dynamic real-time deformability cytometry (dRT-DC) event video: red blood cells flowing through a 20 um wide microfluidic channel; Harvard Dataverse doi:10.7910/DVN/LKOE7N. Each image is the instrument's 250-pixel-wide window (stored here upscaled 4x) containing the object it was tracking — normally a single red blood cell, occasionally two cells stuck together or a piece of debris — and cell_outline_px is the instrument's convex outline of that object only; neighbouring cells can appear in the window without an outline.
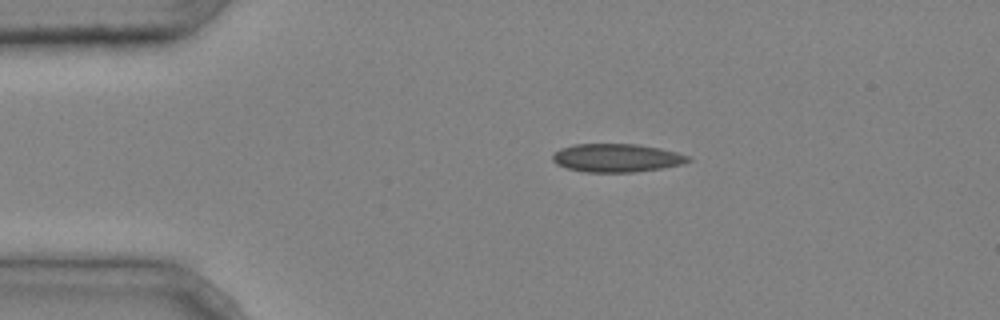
{"species": "common noctule bat (a hibernating species)", "species_latin": "Nyctalus noctula", "temperature_condition": "cold", "stored_images_in_passage": 2, "camera_frame_rate_fps": 3000, "um_per_image_px": 0.085, "animal": {"sex": "male", "body_mass_g": 20.4}, "frame": {"image": 1, "passage_image": 1, "time_ms": 0.0, "image_size_px": [1000, 320], "cell_outline_px": [[692, 160], [680, 164], [660, 168], [636, 172], [584, 172], [568, 168], [556, 164], [552, 160], [552, 156], [560, 148], [572, 144], [636, 144], [660, 148], [676, 152], [688, 156]], "centroid_in_image_um": [52.38, 13.42], "position_along_channel_um": 32.6, "area_um2": 22.25}}